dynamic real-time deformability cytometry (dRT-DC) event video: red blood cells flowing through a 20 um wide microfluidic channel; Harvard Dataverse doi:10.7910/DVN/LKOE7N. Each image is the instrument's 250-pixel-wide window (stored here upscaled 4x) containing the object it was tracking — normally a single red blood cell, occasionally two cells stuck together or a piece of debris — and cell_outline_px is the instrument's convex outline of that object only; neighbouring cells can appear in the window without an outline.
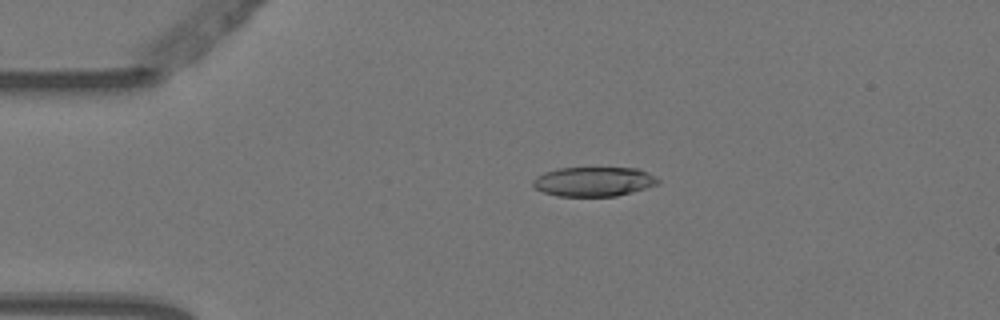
{"species": "Egyptian fruit bat (a non-hibernating species)", "species_latin": "Rousettus aegyptiacus", "temperature_condition": "warm", "stored_images_in_passage": 4, "camera_frame_rate_fps": 3000, "um_per_image_px": 0.085, "animal": {"sex": "female"}, "frame": {"image": 1, "passage_image": 3, "time_ms": 0.667, "image_size_px": [1000, 320], "cell_outline_px": [[660, 184], [648, 188], [616, 196], [556, 196], [544, 192], [536, 188], [532, 184], [532, 180], [536, 176], [544, 172], [556, 168], [636, 168], [648, 172], [656, 176], [660, 180]], "centroid_in_image_um": [50.49, 15.43], "position_along_channel_um": 34.5, "area_um2": 21.68}}
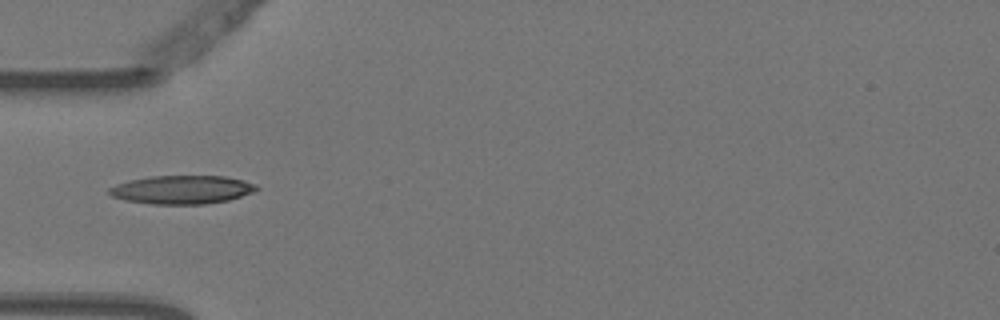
{"frame": {"image": 2, "passage_image": 4, "time_ms": 1.0, "image_size_px": [1000, 320], "cell_outline_px": [[260, 188], [256, 192], [228, 200], [204, 204], [152, 204], [124, 200], [112, 196], [108, 192], [108, 188], [116, 184], [128, 180], [152, 176], [224, 176], [244, 180], [256, 184]], "centroid_in_image_um": [15.49, 16.12], "position_along_channel_um": 69.5, "area_um2": 24.62}}